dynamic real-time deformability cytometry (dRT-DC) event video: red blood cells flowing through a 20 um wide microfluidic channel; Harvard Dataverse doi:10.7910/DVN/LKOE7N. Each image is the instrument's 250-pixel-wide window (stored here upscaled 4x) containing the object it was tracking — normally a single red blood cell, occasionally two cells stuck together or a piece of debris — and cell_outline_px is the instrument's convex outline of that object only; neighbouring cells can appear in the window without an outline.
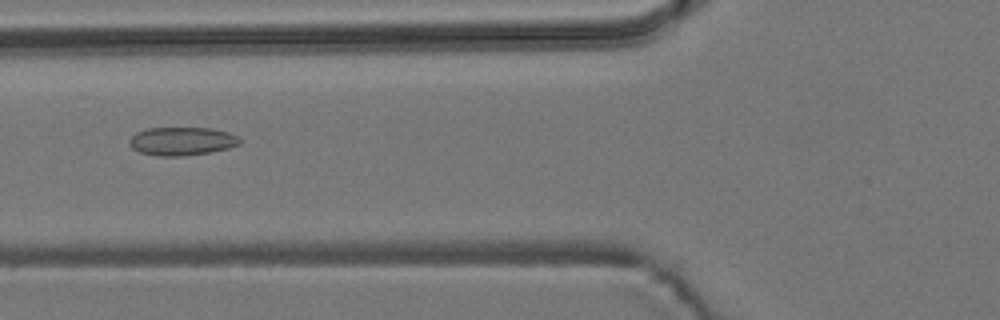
{"species": "common noctule bat (a hibernating species)", "species_latin": "Nyctalus noctula", "temperature_condition": "room temperature", "stored_images_in_passage": 7, "camera_frame_rate_fps": 3000, "um_per_image_px": 0.085, "animal": {"sex": "male", "body_mass_g": 19.2, "forearm_length_mm": 51.8}, "frame": {"image": 1, "passage_image": 6, "time_ms": 5.667, "image_size_px": [1000, 320], "cell_outline_px": [[240, 144], [228, 148], [212, 152], [180, 156], [160, 156], [140, 152], [132, 148], [128, 144], [128, 140], [136, 132], [148, 128], [212, 128], [228, 132], [236, 136], [240, 140]], "centroid_in_image_um": [15.44, 12.0], "position_along_channel_um": 110.4, "area_um2": 18.21}}
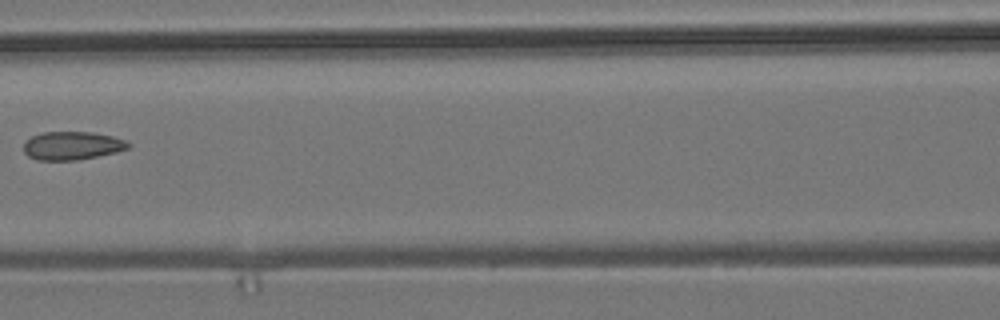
{"frame": {"image": 2, "passage_image": 7, "time_ms": 7.0, "image_size_px": [1000, 320], "cell_outline_px": [[132, 144], [128, 148], [116, 152], [76, 160], [36, 160], [28, 156], [24, 152], [24, 144], [32, 136], [44, 132], [92, 132], [112, 136], [128, 140]], "centroid_in_image_um": [6.16, 12.38], "position_along_channel_um": 160.4, "area_um2": 17.22}}